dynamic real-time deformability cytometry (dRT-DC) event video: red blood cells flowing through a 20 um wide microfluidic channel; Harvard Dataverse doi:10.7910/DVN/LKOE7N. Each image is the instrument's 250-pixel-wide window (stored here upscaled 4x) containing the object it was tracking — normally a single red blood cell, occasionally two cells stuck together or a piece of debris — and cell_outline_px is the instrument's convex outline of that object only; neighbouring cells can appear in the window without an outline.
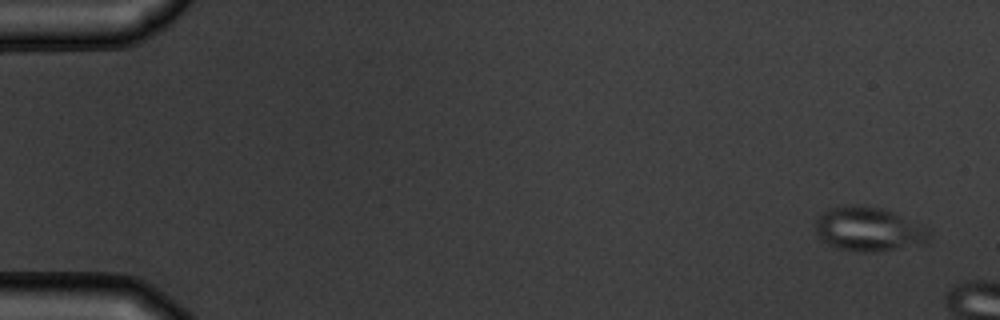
{"species": "common noctule bat (a hibernating species)", "species_latin": "Nyctalus noctula", "temperature_condition": "warm", "stored_images_in_passage": 3, "camera_frame_rate_fps": 3000, "um_per_image_px": 0.085, "animal": {"sex": "male", "body_mass_g": 19.5, "forearm_length_mm": 54.6}, "frame": {"image": 1, "passage_image": 1, "time_ms": 0.0, "image_size_px": [1000, 320], "cell_outline_px": [[928, 244], [872, 252], [860, 252], [836, 248], [820, 240], [816, 228], [816, 216], [828, 208], [880, 208], [892, 212], [928, 228]], "centroid_in_image_um": [73.83, 19.54], "position_along_channel_um": 11.2, "area_um2": 28.55}}